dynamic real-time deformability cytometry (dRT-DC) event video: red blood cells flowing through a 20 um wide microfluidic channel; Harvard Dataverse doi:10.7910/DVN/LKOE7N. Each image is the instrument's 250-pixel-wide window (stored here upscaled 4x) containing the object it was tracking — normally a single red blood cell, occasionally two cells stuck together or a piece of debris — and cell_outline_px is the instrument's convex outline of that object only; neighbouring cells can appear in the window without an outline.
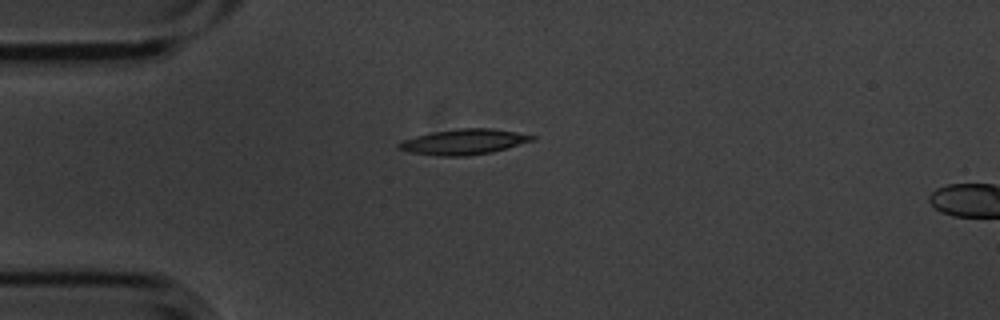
{"species": "common noctule bat (a hibernating species)", "species_latin": "Nyctalus noctula", "temperature_condition": "cold", "stored_images_in_passage": 4, "camera_frame_rate_fps": 3000, "um_per_image_px": 0.085, "animal": {"sex": "male", "body_mass_g": 20.1, "forearm_length_mm": 53.5}, "frame": {"image": 1, "passage_image": 4, "time_ms": 1.0, "image_size_px": [1000, 320], "cell_outline_px": [[536, 140], [492, 152], [464, 156], [440, 156], [408, 152], [396, 148], [396, 144], [404, 140], [416, 136], [432, 132], [460, 128], [492, 128], [516, 132], [536, 136]], "centroid_in_image_um": [39.42, 12.06], "position_along_channel_um": 45.6, "area_um2": 19.77}}